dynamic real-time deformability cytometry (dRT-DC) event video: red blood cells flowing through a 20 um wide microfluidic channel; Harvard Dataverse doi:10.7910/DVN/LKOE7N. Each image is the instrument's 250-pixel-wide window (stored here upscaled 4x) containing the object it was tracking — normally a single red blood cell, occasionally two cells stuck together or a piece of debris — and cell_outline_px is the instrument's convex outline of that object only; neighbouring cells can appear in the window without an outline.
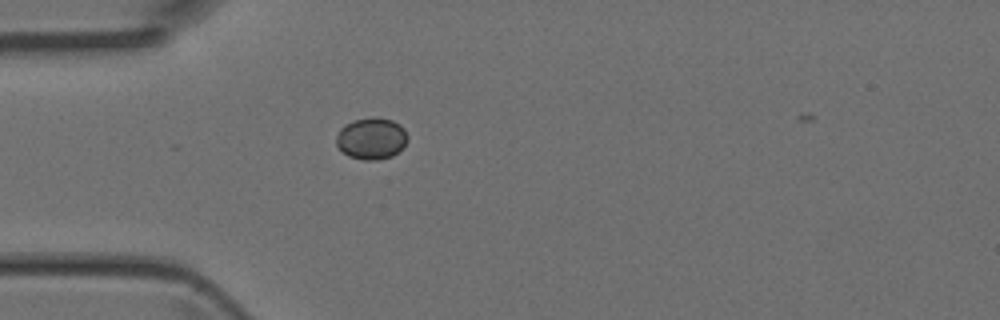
{"species": "Egyptian fruit bat (a non-hibernating species)", "species_latin": "Rousettus aegyptiacus", "temperature_condition": "room temperature", "stored_images_in_passage": 2, "camera_frame_rate_fps": 3000, "um_per_image_px": 0.085, "animal": {"sex": "female"}, "frame": {"image": 1, "passage_image": 2, "time_ms": 0.333, "image_size_px": [1000, 320], "cell_outline_px": [[408, 140], [404, 148], [392, 156], [376, 160], [364, 160], [348, 156], [336, 144], [336, 136], [340, 128], [344, 124], [356, 120], [372, 116], [376, 116], [392, 120], [400, 124], [404, 128], [408, 136]], "centroid_in_image_um": [31.6, 11.76], "position_along_channel_um": 53.4, "area_um2": 17.57}}